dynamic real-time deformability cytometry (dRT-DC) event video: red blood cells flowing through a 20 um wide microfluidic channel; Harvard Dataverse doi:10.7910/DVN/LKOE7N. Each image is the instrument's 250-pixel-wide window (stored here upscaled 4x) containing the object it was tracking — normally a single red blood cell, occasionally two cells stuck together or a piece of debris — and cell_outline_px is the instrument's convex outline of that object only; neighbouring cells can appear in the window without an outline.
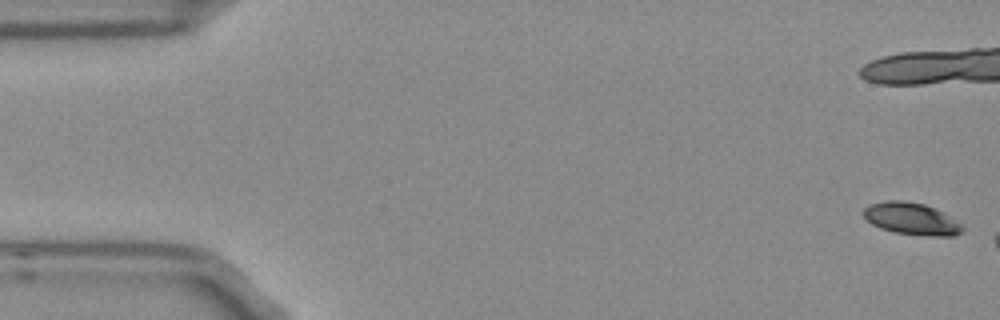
{"species": "Egyptian fruit bat (a non-hibernating species)", "species_latin": "Rousettus aegyptiacus", "temperature_condition": "room temperature", "stored_images_in_passage": 8, "camera_frame_rate_fps": 3000, "um_per_image_px": 0.085, "frame": {"image": 1, "passage_image": 1, "time_ms": 0.0, "image_size_px": [1000, 320], "cell_outline_px": [[964, 232], [952, 236], [924, 236], [896, 232], [880, 228], [872, 224], [864, 216], [864, 208], [872, 204], [884, 200], [900, 200], [924, 204], [944, 212], [960, 224], [964, 228]], "centroid_in_image_um": [77.5, 18.6], "position_along_channel_um": 7.5, "area_um2": 18.38}}